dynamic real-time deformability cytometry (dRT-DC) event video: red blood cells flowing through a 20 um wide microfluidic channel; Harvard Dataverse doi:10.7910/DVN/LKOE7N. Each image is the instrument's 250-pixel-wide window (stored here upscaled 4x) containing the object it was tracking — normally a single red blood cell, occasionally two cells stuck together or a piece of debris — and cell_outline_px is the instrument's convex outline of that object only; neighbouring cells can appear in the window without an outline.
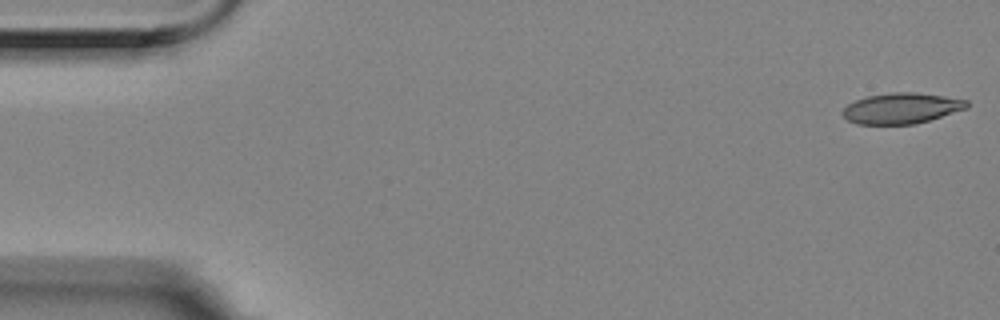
{"species": "Egyptian fruit bat (a non-hibernating species)", "species_latin": "Rousettus aegyptiacus", "temperature_condition": "room temperature", "stored_images_in_passage": 5, "segment_of_instrument_passage": [1, 2], "camera_frame_rate_fps": 3000, "um_per_image_px": 0.085, "animal": {"sex": "female"}, "frame": {"image": 1, "passage_image": 1, "time_ms": 0.0, "image_size_px": [1000, 320], "cell_outline_px": [[968, 108], [916, 124], [856, 124], [848, 120], [840, 112], [848, 104], [856, 100], [868, 96], [892, 92], [916, 92], [944, 96], [968, 100]], "centroid_in_image_um": [76.63, 9.2], "position_along_channel_um": 8.4, "area_um2": 22.2}}